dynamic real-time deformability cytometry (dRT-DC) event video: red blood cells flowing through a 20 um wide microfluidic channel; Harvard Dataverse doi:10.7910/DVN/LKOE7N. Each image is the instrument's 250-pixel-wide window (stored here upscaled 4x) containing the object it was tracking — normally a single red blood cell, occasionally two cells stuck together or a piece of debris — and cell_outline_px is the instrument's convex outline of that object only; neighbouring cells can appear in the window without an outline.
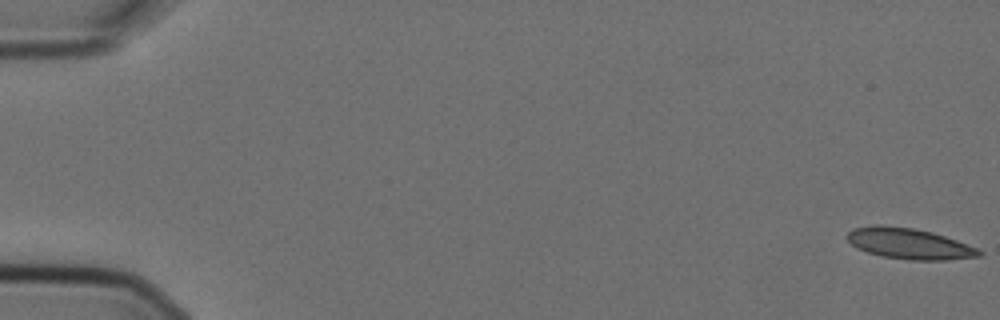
{"species": "Egyptian fruit bat (a non-hibernating species)", "species_latin": "Rousettus aegyptiacus", "temperature_condition": "cold", "stored_images_in_passage": 5, "camera_frame_rate_fps": 3000, "um_per_image_px": 0.085, "animal": {"sex": "female"}, "frame": {"image": 1, "passage_image": 1, "time_ms": 0.0, "image_size_px": [1000, 320], "cell_outline_px": [[984, 256], [948, 260], [908, 260], [884, 256], [868, 252], [856, 248], [848, 240], [848, 232], [852, 228], [872, 224], [880, 224], [912, 228], [932, 232], [956, 240], [976, 248], [984, 252]], "centroid_in_image_um": [77.28, 20.7], "position_along_channel_um": 7.7, "area_um2": 23.76}}